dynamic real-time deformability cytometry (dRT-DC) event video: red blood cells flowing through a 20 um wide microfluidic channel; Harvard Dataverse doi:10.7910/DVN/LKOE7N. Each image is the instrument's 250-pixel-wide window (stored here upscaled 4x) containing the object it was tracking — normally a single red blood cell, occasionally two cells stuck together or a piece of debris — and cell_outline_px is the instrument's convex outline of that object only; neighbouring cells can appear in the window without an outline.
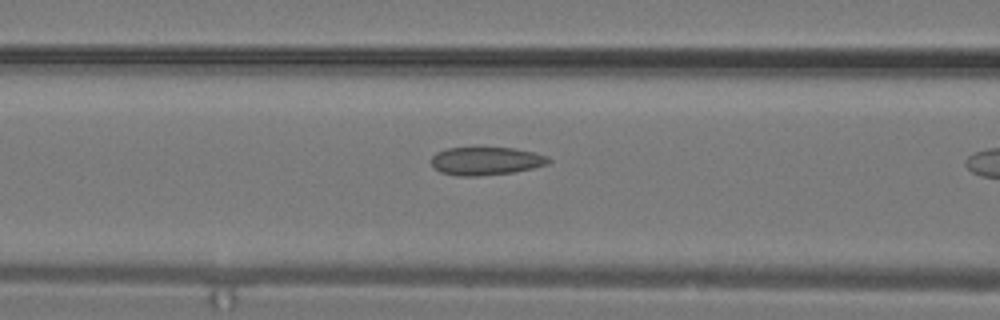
{"species": "common noctule bat (a hibernating species)", "species_latin": "Nyctalus noctula", "temperature_condition": "warm", "stored_images_in_passage": 11, "camera_frame_rate_fps": 3000, "um_per_image_px": 0.085, "animal": {"sex": "male", "body_mass_g": 19.2, "forearm_length_mm": 51.8}, "frame": {"image": 1, "passage_image": 10, "time_ms": 3.0, "image_size_px": [1000, 320], "cell_outline_px": [[552, 160], [548, 164], [516, 172], [476, 176], [456, 176], [440, 172], [432, 164], [432, 156], [436, 152], [448, 148], [476, 144], [512, 148], [536, 152], [548, 156]], "centroid_in_image_um": [41.31, 13.63], "position_along_channel_um": 125.3, "area_um2": 20.17}}